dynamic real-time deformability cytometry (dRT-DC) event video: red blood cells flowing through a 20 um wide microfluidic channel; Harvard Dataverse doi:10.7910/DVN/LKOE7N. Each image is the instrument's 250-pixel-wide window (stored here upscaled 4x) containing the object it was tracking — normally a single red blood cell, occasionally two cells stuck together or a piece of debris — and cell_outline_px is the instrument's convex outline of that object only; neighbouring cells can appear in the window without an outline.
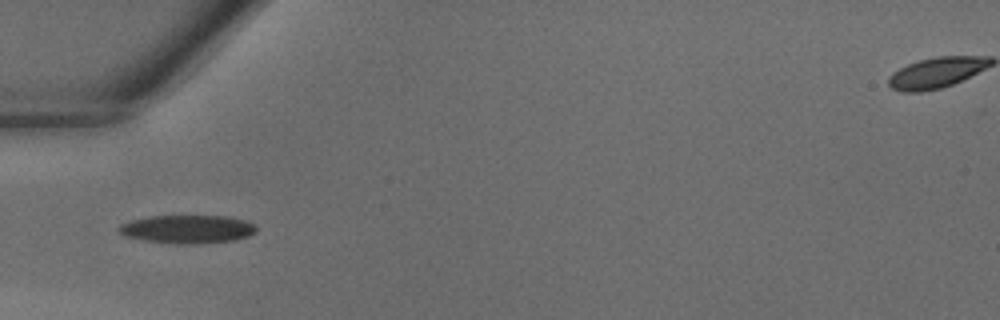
{"species": "common noctule bat (a hibernating species)", "species_latin": "Nyctalus noctula", "temperature_condition": "warm", "stored_images_in_passage": 28, "camera_frame_rate_fps": 3000, "um_per_image_px": 0.085, "animal": {"sex": "male", "body_mass_g": 18.8}, "frame": {"image": 1, "passage_image": 1, "time_ms": 0.0, "image_size_px": [1000, 320], "cell_outline_px": [[256, 232], [248, 236], [236, 240], [200, 244], [172, 244], [144, 240], [128, 236], [120, 232], [116, 228], [120, 224], [132, 220], [152, 216], [228, 216], [244, 220], [256, 224]], "centroid_in_image_um": [15.97, 19.48], "position_along_channel_um": 69.0, "area_um2": 22.77}}
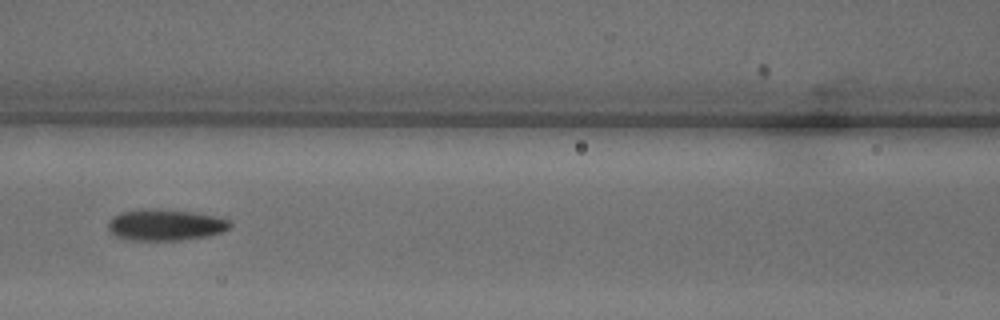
{"frame": {"image": 2, "passage_image": 6, "time_ms": 1.667, "image_size_px": [1000, 320], "cell_outline_px": [[232, 224], [224, 232], [208, 236], [176, 240], [132, 240], [116, 236], [108, 228], [108, 224], [112, 216], [120, 212], [140, 208], [160, 208], [192, 212], [220, 216], [228, 220]], "centroid_in_image_um": [14.07, 19.09], "position_along_channel_um": 152.5, "area_um2": 22.48}}
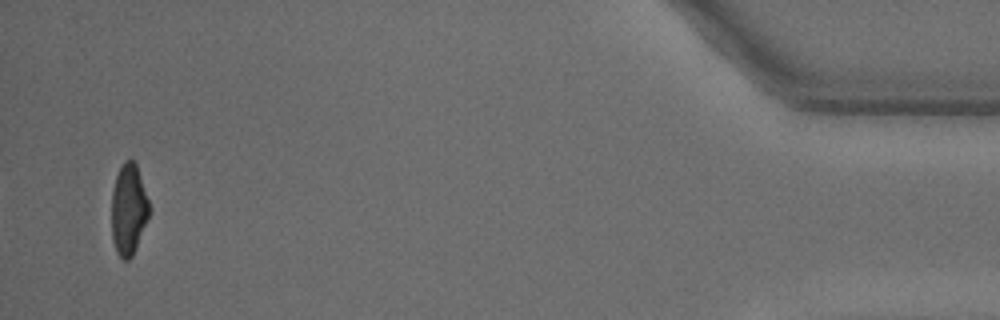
{"frame": {"image": 3, "passage_image": 27, "time_ms": 8.667, "image_size_px": [1000, 320], "cell_outline_px": [[152, 208], [136, 248], [132, 256], [128, 260], [124, 260], [116, 252], [112, 240], [112, 188], [116, 176], [124, 160], [132, 160], [136, 164]], "centroid_in_image_um": [10.94, 17.81], "position_along_channel_um": 424.3, "area_um2": 20.11}}